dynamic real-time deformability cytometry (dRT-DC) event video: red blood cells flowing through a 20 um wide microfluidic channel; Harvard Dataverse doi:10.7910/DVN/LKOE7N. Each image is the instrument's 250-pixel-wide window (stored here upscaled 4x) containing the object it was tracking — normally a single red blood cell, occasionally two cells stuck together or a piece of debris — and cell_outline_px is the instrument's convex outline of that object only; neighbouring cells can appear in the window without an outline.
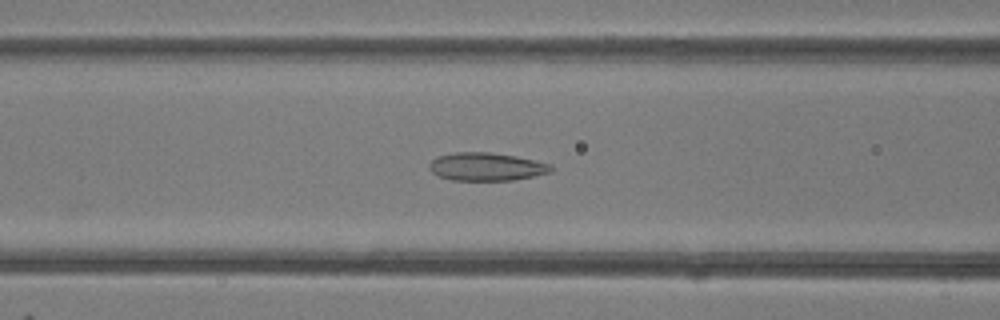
{"species": "common noctule bat (a hibernating species)", "species_latin": "Nyctalus noctula", "temperature_condition": "room temperature", "stored_images_in_passage": 28, "camera_frame_rate_fps": 3000, "um_per_image_px": 0.085, "animal": {"sex": "female"}, "frame": {"image": 1, "passage_image": 10, "time_ms": 3.0, "image_size_px": [1000, 320], "cell_outline_px": [[552, 172], [512, 180], [452, 180], [440, 176], [432, 172], [428, 168], [428, 164], [436, 156], [456, 152], [488, 152], [516, 156], [552, 164]], "centroid_in_image_um": [41.33, 14.16], "position_along_channel_um": 125.3, "area_um2": 19.88}}
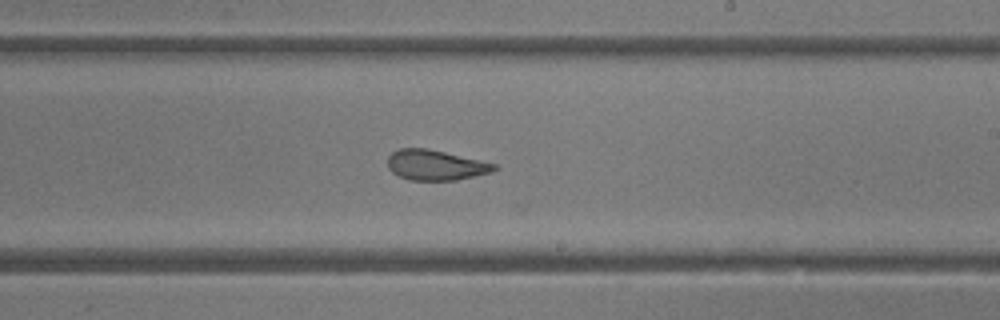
{"frame": {"image": 2, "passage_image": 19, "time_ms": 6.0, "image_size_px": [1000, 320], "cell_outline_px": [[500, 168], [492, 172], [456, 180], [408, 180], [392, 172], [388, 168], [388, 156], [392, 152], [400, 148], [428, 148], [480, 160], [496, 164]], "centroid_in_image_um": [37.03, 14.03], "position_along_channel_um": 252.0, "area_um2": 18.84}}
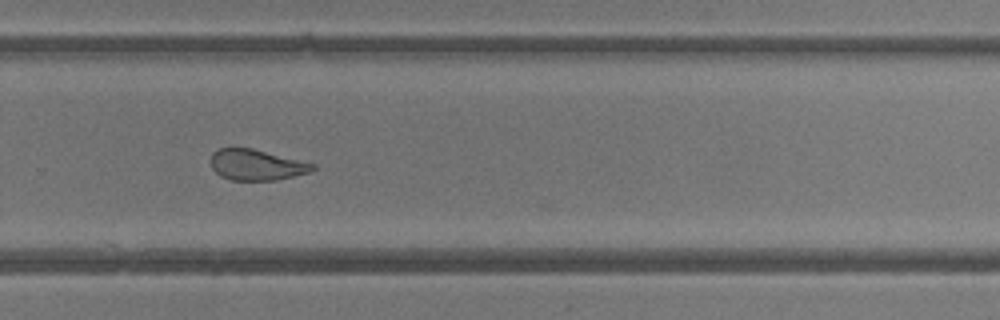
{"frame": {"image": 3, "passage_image": 23, "time_ms": 7.333, "image_size_px": [1000, 320], "cell_outline_px": [[316, 168], [308, 172], [276, 180], [232, 180], [220, 176], [212, 168], [212, 152], [220, 148], [252, 148], [316, 164]], "centroid_in_image_um": [21.8, 14.01], "position_along_channel_um": 308.0, "area_um2": 18.09}}